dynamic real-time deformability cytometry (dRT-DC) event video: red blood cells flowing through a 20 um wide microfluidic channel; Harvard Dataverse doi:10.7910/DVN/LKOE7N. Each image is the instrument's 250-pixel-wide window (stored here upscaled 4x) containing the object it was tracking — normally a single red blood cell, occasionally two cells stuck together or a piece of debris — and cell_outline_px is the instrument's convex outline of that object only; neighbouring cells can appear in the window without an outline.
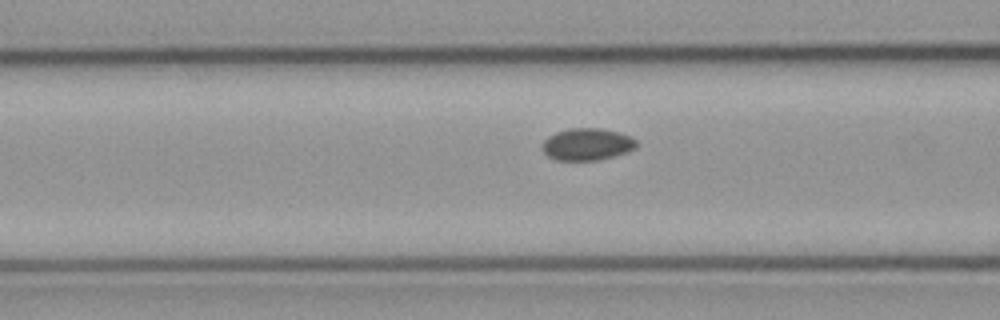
{"species": "common noctule bat (a hibernating species)", "species_latin": "Nyctalus noctula", "temperature_condition": "cold", "stored_images_in_passage": 15, "camera_frame_rate_fps": 3000, "um_per_image_px": 0.085, "animal": {"sex": "male", "body_mass_g": 23.1, "forearm_length_mm": 52.7}, "frame": {"image": 1, "passage_image": 13, "time_ms": 4.0, "image_size_px": [1000, 320], "cell_outline_px": [[636, 148], [628, 152], [596, 160], [556, 160], [548, 156], [544, 152], [544, 140], [548, 136], [556, 132], [568, 128], [600, 128], [632, 136], [636, 140]], "centroid_in_image_um": [49.92, 12.26], "position_along_channel_um": 116.7, "area_um2": 17.46}}